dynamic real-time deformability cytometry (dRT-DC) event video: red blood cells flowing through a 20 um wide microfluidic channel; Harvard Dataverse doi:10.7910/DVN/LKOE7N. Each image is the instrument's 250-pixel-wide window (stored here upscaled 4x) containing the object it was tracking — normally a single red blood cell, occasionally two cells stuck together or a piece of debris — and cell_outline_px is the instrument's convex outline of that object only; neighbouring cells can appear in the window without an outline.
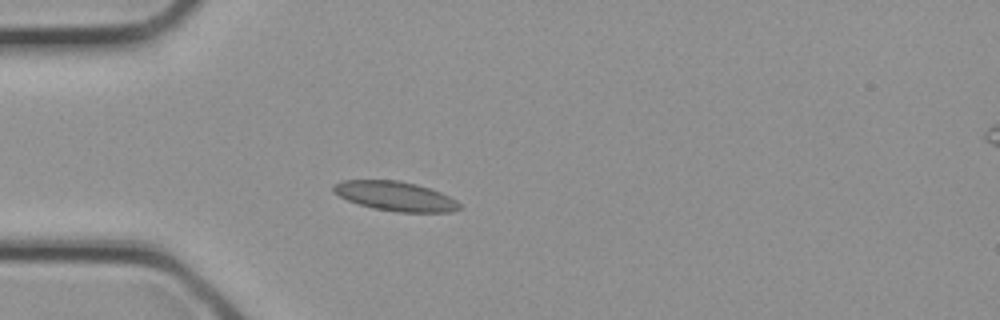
{"species": "common noctule bat (a hibernating species)", "species_latin": "Nyctalus noctula", "temperature_condition": "cold", "stored_images_in_passage": 30, "camera_frame_rate_fps": 3000, "um_per_image_px": 0.085, "animal": {"sex": "female", "body_mass_g": 21.9}, "frame": {"image": 1, "passage_image": 7, "time_ms": 2.0, "image_size_px": [1000, 320], "cell_outline_px": [[464, 208], [452, 212], [396, 212], [372, 208], [348, 200], [332, 192], [332, 184], [344, 180], [396, 180], [416, 184], [440, 192], [456, 200]], "centroid_in_image_um": [33.6, 16.68], "position_along_channel_um": 51.4, "area_um2": 21.68}}
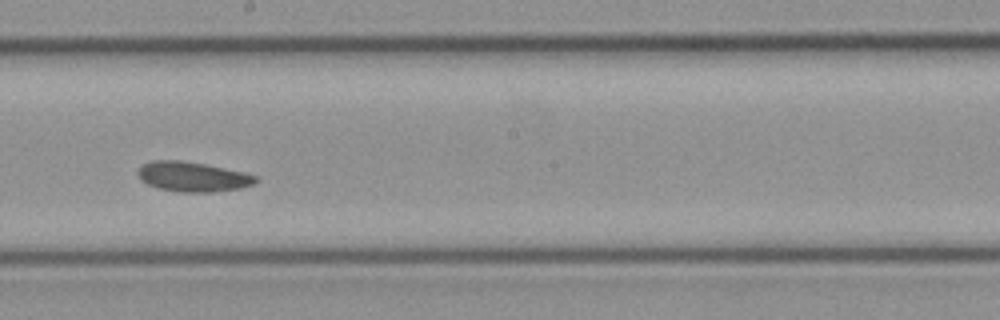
{"frame": {"image": 2, "passage_image": 16, "time_ms": 5.0, "image_size_px": [1000, 320], "cell_outline_px": [[260, 180], [256, 184], [240, 188], [212, 192], [180, 192], [160, 188], [148, 184], [140, 180], [136, 172], [144, 164], [152, 160], [180, 160], [204, 164], [244, 172], [256, 176]], "centroid_in_image_um": [16.4, 15.02], "position_along_channel_um": 231.8, "area_um2": 20.46}}
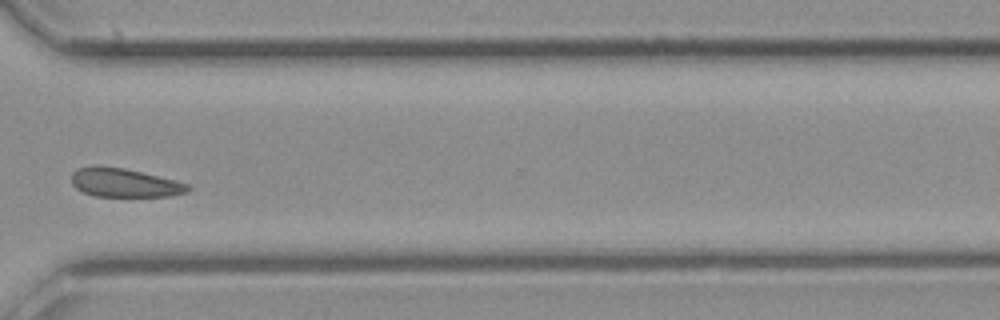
{"frame": {"image": 3, "passage_image": 22, "time_ms": 7.0, "image_size_px": [1000, 320], "cell_outline_px": [[192, 188], [188, 192], [172, 196], [92, 196], [76, 188], [72, 184], [72, 172], [76, 168], [92, 164], [96, 164], [124, 168], [176, 180], [188, 184]], "centroid_in_image_um": [10.55, 15.51], "position_along_channel_um": 360.0, "area_um2": 19.83}}